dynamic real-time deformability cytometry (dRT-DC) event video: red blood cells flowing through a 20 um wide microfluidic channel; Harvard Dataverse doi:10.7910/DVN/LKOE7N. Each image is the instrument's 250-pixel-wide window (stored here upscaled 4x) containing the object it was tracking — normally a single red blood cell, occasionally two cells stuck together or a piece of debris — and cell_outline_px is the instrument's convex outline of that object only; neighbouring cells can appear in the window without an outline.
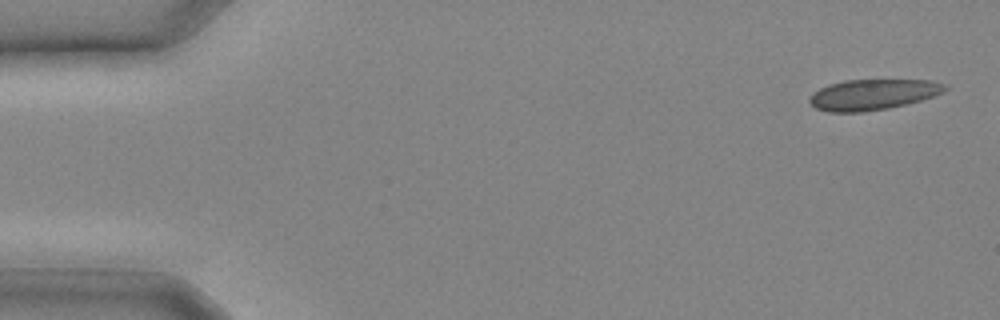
{"species": "common noctule bat (a hibernating species)", "species_latin": "Nyctalus noctula", "temperature_condition": "cold", "stored_images_in_passage": 5, "camera_frame_rate_fps": 3000, "um_per_image_px": 0.085, "animal": {"sex": "male", "body_mass_g": 20.4}, "frame": {"image": 1, "passage_image": 1, "time_ms": 0.0, "image_size_px": [1000, 320], "cell_outline_px": [[948, 88], [944, 92], [920, 100], [888, 108], [864, 112], [828, 112], [816, 108], [808, 100], [812, 92], [828, 84], [844, 80], [932, 80], [944, 84]], "centroid_in_image_um": [74.16, 8.03], "position_along_channel_um": 10.8, "area_um2": 24.16}}